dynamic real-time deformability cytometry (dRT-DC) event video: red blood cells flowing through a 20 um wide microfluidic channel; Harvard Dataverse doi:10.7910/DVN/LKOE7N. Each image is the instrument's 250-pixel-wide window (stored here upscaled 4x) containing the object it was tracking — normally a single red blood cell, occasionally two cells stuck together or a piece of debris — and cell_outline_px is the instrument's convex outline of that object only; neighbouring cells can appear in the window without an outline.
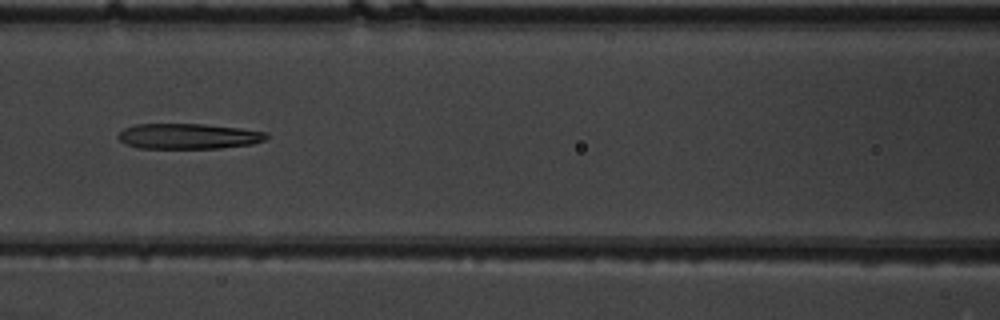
{"species": "common noctule bat (a hibernating species)", "species_latin": "Nyctalus noctula", "temperature_condition": "warm", "stored_images_in_passage": 7, "camera_frame_rate_fps": 3000, "um_per_image_px": 0.085, "animal": {"sex": "male", "body_mass_g": 19.5, "forearm_length_mm": 54.6}, "frame": {"image": 1, "passage_image": 7, "time_ms": 2.0, "image_size_px": [1000, 320], "cell_outline_px": [[268, 136], [264, 140], [252, 144], [220, 148], [140, 148], [124, 144], [116, 136], [124, 128], [136, 124], [204, 124], [240, 128], [268, 132]], "centroid_in_image_um": [16.0, 11.58], "position_along_channel_um": 150.6, "area_um2": 22.02}}